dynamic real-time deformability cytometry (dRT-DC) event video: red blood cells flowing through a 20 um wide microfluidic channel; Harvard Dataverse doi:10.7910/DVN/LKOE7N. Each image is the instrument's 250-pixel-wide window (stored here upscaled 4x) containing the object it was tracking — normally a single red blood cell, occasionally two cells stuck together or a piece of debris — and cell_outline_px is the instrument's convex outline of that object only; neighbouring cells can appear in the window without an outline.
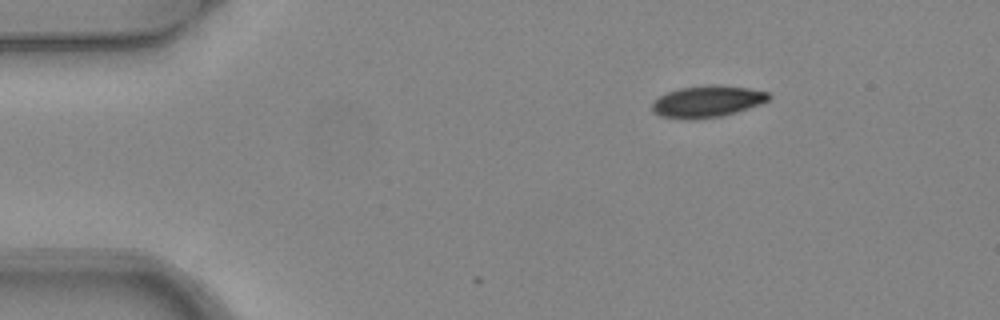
{"species": "common noctule bat (a hibernating species)", "species_latin": "Nyctalus noctula", "temperature_condition": "warm", "stored_images_in_passage": 3, "camera_frame_rate_fps": 3000, "um_per_image_px": 0.085, "animal": {"sex": "female", "body_mass_g": 24.6, "forearm_length_mm": 56.2}, "frame": {"image": 1, "passage_image": 1, "time_ms": 0.0, "image_size_px": [1000, 320], "cell_outline_px": [[772, 96], [768, 100], [760, 104], [736, 112], [720, 116], [696, 120], [684, 120], [660, 116], [652, 112], [652, 104], [660, 96], [668, 92], [680, 88], [712, 84], [716, 84], [748, 88], [768, 92]], "centroid_in_image_um": [60.11, 8.63], "position_along_channel_um": 24.9, "area_um2": 21.62}}
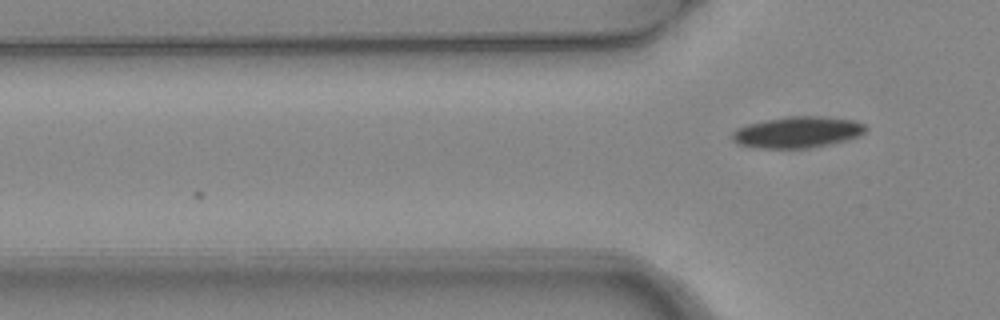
{"frame": {"image": 2, "passage_image": 3, "time_ms": 0.667, "image_size_px": [1000, 320], "cell_outline_px": [[868, 128], [864, 132], [856, 136], [844, 140], [804, 148], [756, 148], [736, 144], [732, 140], [732, 132], [736, 128], [748, 124], [764, 120], [792, 116], [812, 116], [852, 120], [864, 124]], "centroid_in_image_um": [67.69, 11.23], "position_along_channel_um": 58.1, "area_um2": 23.87}}